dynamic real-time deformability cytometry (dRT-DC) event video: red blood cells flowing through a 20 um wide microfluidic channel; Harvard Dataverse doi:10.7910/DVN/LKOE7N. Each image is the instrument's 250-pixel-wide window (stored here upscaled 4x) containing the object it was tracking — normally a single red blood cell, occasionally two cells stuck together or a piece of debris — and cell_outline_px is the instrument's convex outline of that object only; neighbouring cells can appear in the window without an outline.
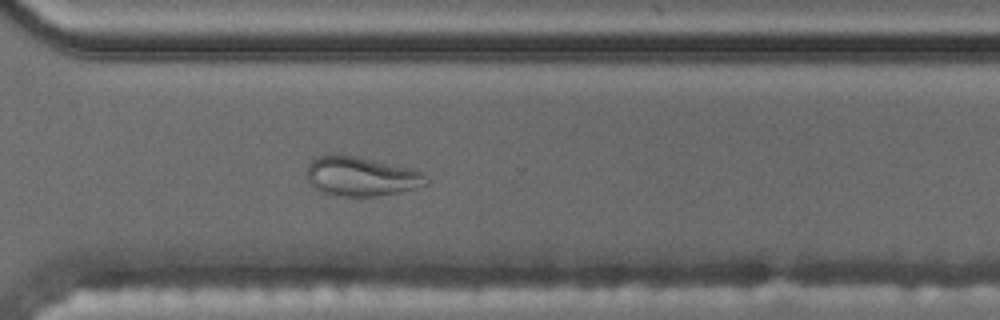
{"species": "common noctule bat (a hibernating species)", "species_latin": "Nyctalus noctula", "temperature_condition": "cold", "stored_images_in_passage": 60, "camera_frame_rate_fps": 3000, "um_per_image_px": 0.085, "animal": {"sex": "male", "body_mass_g": 17.5, "forearm_length_mm": 52.3}, "frame": {"image": 1, "passage_image": 43, "time_ms": 14.0, "image_size_px": [1000, 320], "cell_outline_px": [[428, 184], [400, 192], [376, 196], [340, 196], [324, 192], [312, 188], [308, 184], [308, 164], [316, 156], [328, 152], [340, 152], [408, 168], [424, 172], [428, 180]], "centroid_in_image_um": [30.64, 14.96], "position_along_channel_um": 340.0, "area_um2": 27.8}, "authors_computed_cell_mechanics": {"area_um2": 19.9121, "velocity_mm_per_s": 3.4992, "shape_relaxation_time_tau1_ms": null, "shape_relaxation_time_tau2_ms": 2.67, "deformation_change_tau1": null, "deformation_change_tau2": 0.0909}}